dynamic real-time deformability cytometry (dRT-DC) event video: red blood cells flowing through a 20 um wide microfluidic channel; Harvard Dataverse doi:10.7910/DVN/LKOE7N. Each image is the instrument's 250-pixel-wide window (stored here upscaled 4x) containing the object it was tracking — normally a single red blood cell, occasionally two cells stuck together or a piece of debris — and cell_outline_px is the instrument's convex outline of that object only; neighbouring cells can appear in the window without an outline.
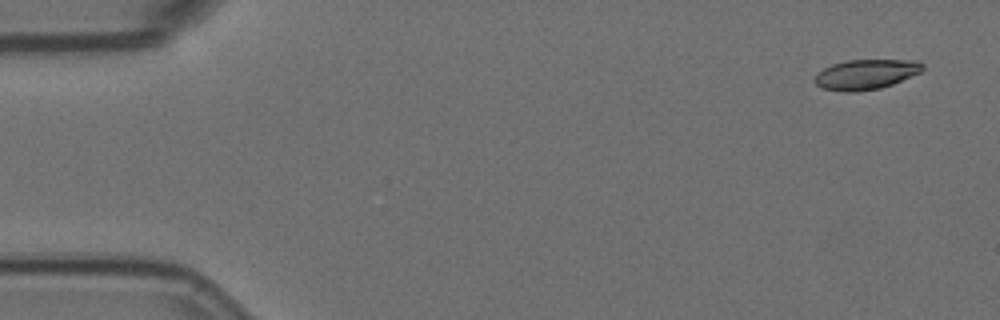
{"species": "Egyptian fruit bat (a non-hibernating species)", "species_latin": "Rousettus aegyptiacus", "temperature_condition": "room temperature", "stored_images_in_passage": 5, "camera_frame_rate_fps": 3000, "um_per_image_px": 0.085, "animal": {"sex": "female"}, "frame": {"image": 1, "passage_image": 1, "time_ms": 0.0, "image_size_px": [1000, 320], "cell_outline_px": [[924, 68], [920, 72], [892, 84], [880, 88], [856, 92], [844, 92], [820, 88], [812, 80], [816, 72], [832, 64], [848, 60], [916, 60], [924, 64]], "centroid_in_image_um": [73.54, 6.32], "position_along_channel_um": 11.5, "area_um2": 19.02}}
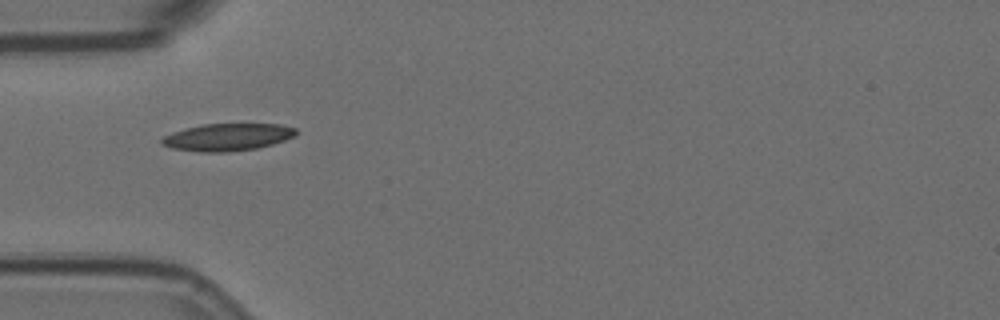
{"frame": {"image": 2, "passage_image": 5, "time_ms": 1.333, "image_size_px": [1000, 320], "cell_outline_px": [[296, 136], [272, 144], [256, 148], [228, 152], [200, 152], [172, 148], [160, 144], [160, 140], [164, 136], [172, 132], [184, 128], [204, 124], [280, 124], [296, 128]], "centroid_in_image_um": [19.31, 11.65], "position_along_channel_um": 65.7, "area_um2": 21.39}}